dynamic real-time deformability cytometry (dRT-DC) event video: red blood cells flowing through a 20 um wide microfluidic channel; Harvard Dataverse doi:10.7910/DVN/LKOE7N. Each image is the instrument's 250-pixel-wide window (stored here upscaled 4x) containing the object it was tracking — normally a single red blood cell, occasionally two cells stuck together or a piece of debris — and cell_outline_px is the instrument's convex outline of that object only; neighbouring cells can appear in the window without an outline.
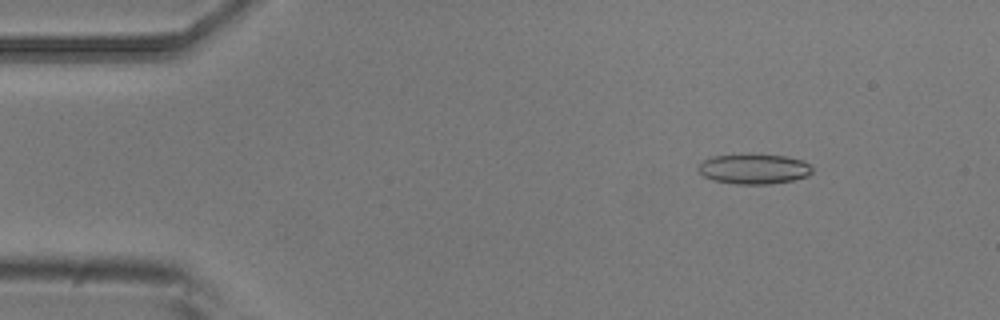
{"species": "common noctule bat (a hibernating species)", "species_latin": "Nyctalus noctula", "temperature_condition": "room temperature", "stored_images_in_passage": 4, "camera_frame_rate_fps": 3000, "um_per_image_px": 0.085, "animal": {"sex": "male", "body_mass_g": 20.5, "forearm_length_mm": 52.5}, "frame": {"image": 1, "passage_image": 2, "time_ms": 0.333, "image_size_px": [1000, 320], "cell_outline_px": [[812, 172], [808, 176], [792, 180], [772, 184], [736, 184], [712, 180], [704, 176], [696, 168], [704, 160], [712, 156], [784, 156], [804, 160], [812, 168]], "centroid_in_image_um": [64.09, 14.39], "position_along_channel_um": 20.9, "area_um2": 19.48}}